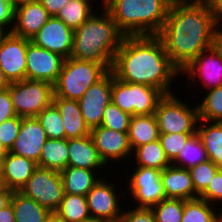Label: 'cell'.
<instances>
[{
    "label": "cell",
    "mask_w": 222,
    "mask_h": 222,
    "mask_svg": "<svg viewBox=\"0 0 222 222\" xmlns=\"http://www.w3.org/2000/svg\"><path fill=\"white\" fill-rule=\"evenodd\" d=\"M218 28L207 0H173L157 36L171 62L181 71L213 46Z\"/></svg>",
    "instance_id": "6da1fadb"
},
{
    "label": "cell",
    "mask_w": 222,
    "mask_h": 222,
    "mask_svg": "<svg viewBox=\"0 0 222 222\" xmlns=\"http://www.w3.org/2000/svg\"><path fill=\"white\" fill-rule=\"evenodd\" d=\"M111 72L127 83L146 84L173 94L180 70L171 62L157 35L125 36L115 53ZM176 79V81H175Z\"/></svg>",
    "instance_id": "7a4b0ae2"
},
{
    "label": "cell",
    "mask_w": 222,
    "mask_h": 222,
    "mask_svg": "<svg viewBox=\"0 0 222 222\" xmlns=\"http://www.w3.org/2000/svg\"><path fill=\"white\" fill-rule=\"evenodd\" d=\"M124 37L110 13L104 7H98L97 12L74 30L70 57L100 63L111 71L115 53Z\"/></svg>",
    "instance_id": "3957f363"
},
{
    "label": "cell",
    "mask_w": 222,
    "mask_h": 222,
    "mask_svg": "<svg viewBox=\"0 0 222 222\" xmlns=\"http://www.w3.org/2000/svg\"><path fill=\"white\" fill-rule=\"evenodd\" d=\"M173 0H106L104 8L125 36L157 35Z\"/></svg>",
    "instance_id": "277c9868"
},
{
    "label": "cell",
    "mask_w": 222,
    "mask_h": 222,
    "mask_svg": "<svg viewBox=\"0 0 222 222\" xmlns=\"http://www.w3.org/2000/svg\"><path fill=\"white\" fill-rule=\"evenodd\" d=\"M109 70L102 64L67 58L53 85L54 95L68 100H79L89 87L101 80Z\"/></svg>",
    "instance_id": "5b68a950"
},
{
    "label": "cell",
    "mask_w": 222,
    "mask_h": 222,
    "mask_svg": "<svg viewBox=\"0 0 222 222\" xmlns=\"http://www.w3.org/2000/svg\"><path fill=\"white\" fill-rule=\"evenodd\" d=\"M173 94L165 95L157 105L155 117L160 134L197 133L199 114L197 103H188L185 98ZM187 102V103H186ZM193 107H192V106Z\"/></svg>",
    "instance_id": "8992f818"
},
{
    "label": "cell",
    "mask_w": 222,
    "mask_h": 222,
    "mask_svg": "<svg viewBox=\"0 0 222 222\" xmlns=\"http://www.w3.org/2000/svg\"><path fill=\"white\" fill-rule=\"evenodd\" d=\"M132 167L134 168L131 169L130 166L129 169H123L125 174L121 176L125 178L124 181L119 179L121 181L120 183H124L123 185L126 186L125 188L127 189L124 190L125 196H127L125 197L127 200H124V202L127 203L130 199V206L136 208H152L166 198L161 182L160 170L141 166ZM128 171L131 172L128 174ZM125 181L127 182L125 183ZM127 193L129 194L127 195Z\"/></svg>",
    "instance_id": "52a82bcc"
},
{
    "label": "cell",
    "mask_w": 222,
    "mask_h": 222,
    "mask_svg": "<svg viewBox=\"0 0 222 222\" xmlns=\"http://www.w3.org/2000/svg\"><path fill=\"white\" fill-rule=\"evenodd\" d=\"M112 103L130 115H151L165 94L146 84L123 82L112 73Z\"/></svg>",
    "instance_id": "ba28073f"
},
{
    "label": "cell",
    "mask_w": 222,
    "mask_h": 222,
    "mask_svg": "<svg viewBox=\"0 0 222 222\" xmlns=\"http://www.w3.org/2000/svg\"><path fill=\"white\" fill-rule=\"evenodd\" d=\"M9 93L19 117H36L53 102V85L44 81L25 79L13 82Z\"/></svg>",
    "instance_id": "9c48e42d"
},
{
    "label": "cell",
    "mask_w": 222,
    "mask_h": 222,
    "mask_svg": "<svg viewBox=\"0 0 222 222\" xmlns=\"http://www.w3.org/2000/svg\"><path fill=\"white\" fill-rule=\"evenodd\" d=\"M20 192L50 211H56L64 196L60 171L38 166Z\"/></svg>",
    "instance_id": "30bf717a"
},
{
    "label": "cell",
    "mask_w": 222,
    "mask_h": 222,
    "mask_svg": "<svg viewBox=\"0 0 222 222\" xmlns=\"http://www.w3.org/2000/svg\"><path fill=\"white\" fill-rule=\"evenodd\" d=\"M103 176L86 194L88 210L93 218H103L118 222L124 207V204H122L124 202L122 201L126 199L125 191L120 189L118 182H112V179L111 181L108 180L107 175ZM122 197L124 198L122 199Z\"/></svg>",
    "instance_id": "8fae6325"
},
{
    "label": "cell",
    "mask_w": 222,
    "mask_h": 222,
    "mask_svg": "<svg viewBox=\"0 0 222 222\" xmlns=\"http://www.w3.org/2000/svg\"><path fill=\"white\" fill-rule=\"evenodd\" d=\"M180 76L181 78L185 76L188 86L190 83H195V86L197 83L198 85L201 84L198 86L199 91L200 88L204 91L222 86V59L220 54L214 46L202 51L180 71Z\"/></svg>",
    "instance_id": "7c38bea8"
},
{
    "label": "cell",
    "mask_w": 222,
    "mask_h": 222,
    "mask_svg": "<svg viewBox=\"0 0 222 222\" xmlns=\"http://www.w3.org/2000/svg\"><path fill=\"white\" fill-rule=\"evenodd\" d=\"M90 136L95 148L98 150L99 156L109 169L113 166L122 167L124 163L128 164V162H130L129 160L132 158L133 150L130 146L127 133L99 126L91 129Z\"/></svg>",
    "instance_id": "4fadbf2b"
},
{
    "label": "cell",
    "mask_w": 222,
    "mask_h": 222,
    "mask_svg": "<svg viewBox=\"0 0 222 222\" xmlns=\"http://www.w3.org/2000/svg\"><path fill=\"white\" fill-rule=\"evenodd\" d=\"M30 39L5 32L0 40V68L10 83L26 79V50Z\"/></svg>",
    "instance_id": "5bb4252c"
},
{
    "label": "cell",
    "mask_w": 222,
    "mask_h": 222,
    "mask_svg": "<svg viewBox=\"0 0 222 222\" xmlns=\"http://www.w3.org/2000/svg\"><path fill=\"white\" fill-rule=\"evenodd\" d=\"M64 60L59 54L30 41L26 50V79L44 81L54 85Z\"/></svg>",
    "instance_id": "9a60e30c"
},
{
    "label": "cell",
    "mask_w": 222,
    "mask_h": 222,
    "mask_svg": "<svg viewBox=\"0 0 222 222\" xmlns=\"http://www.w3.org/2000/svg\"><path fill=\"white\" fill-rule=\"evenodd\" d=\"M111 88L112 72L109 71L78 100L82 116L90 130L101 125L105 108L112 102Z\"/></svg>",
    "instance_id": "2e32d148"
},
{
    "label": "cell",
    "mask_w": 222,
    "mask_h": 222,
    "mask_svg": "<svg viewBox=\"0 0 222 222\" xmlns=\"http://www.w3.org/2000/svg\"><path fill=\"white\" fill-rule=\"evenodd\" d=\"M73 33L63 21L51 16L30 40L35 45L67 59L71 56Z\"/></svg>",
    "instance_id": "e0dca14e"
},
{
    "label": "cell",
    "mask_w": 222,
    "mask_h": 222,
    "mask_svg": "<svg viewBox=\"0 0 222 222\" xmlns=\"http://www.w3.org/2000/svg\"><path fill=\"white\" fill-rule=\"evenodd\" d=\"M47 139L45 130L36 117H24L18 136L9 152L29 158L39 166V158Z\"/></svg>",
    "instance_id": "ac0fdd59"
},
{
    "label": "cell",
    "mask_w": 222,
    "mask_h": 222,
    "mask_svg": "<svg viewBox=\"0 0 222 222\" xmlns=\"http://www.w3.org/2000/svg\"><path fill=\"white\" fill-rule=\"evenodd\" d=\"M68 166L94 170L101 176L103 175L101 172L106 174L109 170L99 156L90 135L68 139Z\"/></svg>",
    "instance_id": "d6986e66"
},
{
    "label": "cell",
    "mask_w": 222,
    "mask_h": 222,
    "mask_svg": "<svg viewBox=\"0 0 222 222\" xmlns=\"http://www.w3.org/2000/svg\"><path fill=\"white\" fill-rule=\"evenodd\" d=\"M51 16L39 0L17 7L11 33L31 39Z\"/></svg>",
    "instance_id": "ffe728a7"
},
{
    "label": "cell",
    "mask_w": 222,
    "mask_h": 222,
    "mask_svg": "<svg viewBox=\"0 0 222 222\" xmlns=\"http://www.w3.org/2000/svg\"><path fill=\"white\" fill-rule=\"evenodd\" d=\"M37 167L35 161L8 151L1 165L4 186L13 191H20Z\"/></svg>",
    "instance_id": "44dd1931"
},
{
    "label": "cell",
    "mask_w": 222,
    "mask_h": 222,
    "mask_svg": "<svg viewBox=\"0 0 222 222\" xmlns=\"http://www.w3.org/2000/svg\"><path fill=\"white\" fill-rule=\"evenodd\" d=\"M161 182L166 198L188 200L199 197L188 169L170 164L161 171Z\"/></svg>",
    "instance_id": "7402d4cb"
},
{
    "label": "cell",
    "mask_w": 222,
    "mask_h": 222,
    "mask_svg": "<svg viewBox=\"0 0 222 222\" xmlns=\"http://www.w3.org/2000/svg\"><path fill=\"white\" fill-rule=\"evenodd\" d=\"M53 103L62 116L65 139L81 138L90 135L91 130L84 121L79 101L68 100L54 95Z\"/></svg>",
    "instance_id": "603a6c76"
},
{
    "label": "cell",
    "mask_w": 222,
    "mask_h": 222,
    "mask_svg": "<svg viewBox=\"0 0 222 222\" xmlns=\"http://www.w3.org/2000/svg\"><path fill=\"white\" fill-rule=\"evenodd\" d=\"M64 194L83 195L93 188L101 178L97 171L67 166L60 171Z\"/></svg>",
    "instance_id": "cb8c5ba5"
},
{
    "label": "cell",
    "mask_w": 222,
    "mask_h": 222,
    "mask_svg": "<svg viewBox=\"0 0 222 222\" xmlns=\"http://www.w3.org/2000/svg\"><path fill=\"white\" fill-rule=\"evenodd\" d=\"M127 135L133 151L141 145L158 140L160 131L155 115H132Z\"/></svg>",
    "instance_id": "d4e9b609"
},
{
    "label": "cell",
    "mask_w": 222,
    "mask_h": 222,
    "mask_svg": "<svg viewBox=\"0 0 222 222\" xmlns=\"http://www.w3.org/2000/svg\"><path fill=\"white\" fill-rule=\"evenodd\" d=\"M197 134L203 142L208 158L222 168V122L199 120Z\"/></svg>",
    "instance_id": "484cf974"
},
{
    "label": "cell",
    "mask_w": 222,
    "mask_h": 222,
    "mask_svg": "<svg viewBox=\"0 0 222 222\" xmlns=\"http://www.w3.org/2000/svg\"><path fill=\"white\" fill-rule=\"evenodd\" d=\"M10 203L13 206L16 222H45L51 212L20 191L13 192Z\"/></svg>",
    "instance_id": "4316f807"
},
{
    "label": "cell",
    "mask_w": 222,
    "mask_h": 222,
    "mask_svg": "<svg viewBox=\"0 0 222 222\" xmlns=\"http://www.w3.org/2000/svg\"><path fill=\"white\" fill-rule=\"evenodd\" d=\"M130 162L132 165L128 164L127 166H141L146 168H154L160 171L171 164L165 156L159 139L137 147L133 151Z\"/></svg>",
    "instance_id": "83f0119b"
},
{
    "label": "cell",
    "mask_w": 222,
    "mask_h": 222,
    "mask_svg": "<svg viewBox=\"0 0 222 222\" xmlns=\"http://www.w3.org/2000/svg\"><path fill=\"white\" fill-rule=\"evenodd\" d=\"M39 166L62 171L68 166V139H47L39 158Z\"/></svg>",
    "instance_id": "f1b7e54d"
},
{
    "label": "cell",
    "mask_w": 222,
    "mask_h": 222,
    "mask_svg": "<svg viewBox=\"0 0 222 222\" xmlns=\"http://www.w3.org/2000/svg\"><path fill=\"white\" fill-rule=\"evenodd\" d=\"M94 0H70L57 14L73 31L78 29L95 11L99 5Z\"/></svg>",
    "instance_id": "f546056e"
},
{
    "label": "cell",
    "mask_w": 222,
    "mask_h": 222,
    "mask_svg": "<svg viewBox=\"0 0 222 222\" xmlns=\"http://www.w3.org/2000/svg\"><path fill=\"white\" fill-rule=\"evenodd\" d=\"M65 222H82L90 218L86 196L64 194L55 211Z\"/></svg>",
    "instance_id": "4dcf8cb0"
},
{
    "label": "cell",
    "mask_w": 222,
    "mask_h": 222,
    "mask_svg": "<svg viewBox=\"0 0 222 222\" xmlns=\"http://www.w3.org/2000/svg\"><path fill=\"white\" fill-rule=\"evenodd\" d=\"M202 100L196 99L199 120L222 122V86L204 91Z\"/></svg>",
    "instance_id": "1f68e13d"
},
{
    "label": "cell",
    "mask_w": 222,
    "mask_h": 222,
    "mask_svg": "<svg viewBox=\"0 0 222 222\" xmlns=\"http://www.w3.org/2000/svg\"><path fill=\"white\" fill-rule=\"evenodd\" d=\"M208 159L207 151L204 148L203 142L200 136L196 133L187 141L184 148L171 164L177 167L189 169Z\"/></svg>",
    "instance_id": "d6a6232c"
},
{
    "label": "cell",
    "mask_w": 222,
    "mask_h": 222,
    "mask_svg": "<svg viewBox=\"0 0 222 222\" xmlns=\"http://www.w3.org/2000/svg\"><path fill=\"white\" fill-rule=\"evenodd\" d=\"M216 205L198 197L184 200L181 222H215Z\"/></svg>",
    "instance_id": "836d02e7"
},
{
    "label": "cell",
    "mask_w": 222,
    "mask_h": 222,
    "mask_svg": "<svg viewBox=\"0 0 222 222\" xmlns=\"http://www.w3.org/2000/svg\"><path fill=\"white\" fill-rule=\"evenodd\" d=\"M36 118L45 130L48 139H65V130L60 111L52 102Z\"/></svg>",
    "instance_id": "e575fe53"
},
{
    "label": "cell",
    "mask_w": 222,
    "mask_h": 222,
    "mask_svg": "<svg viewBox=\"0 0 222 222\" xmlns=\"http://www.w3.org/2000/svg\"><path fill=\"white\" fill-rule=\"evenodd\" d=\"M156 222H181L184 212V200L165 198L151 208Z\"/></svg>",
    "instance_id": "d590c367"
},
{
    "label": "cell",
    "mask_w": 222,
    "mask_h": 222,
    "mask_svg": "<svg viewBox=\"0 0 222 222\" xmlns=\"http://www.w3.org/2000/svg\"><path fill=\"white\" fill-rule=\"evenodd\" d=\"M220 168L210 159L189 168L195 192L200 195Z\"/></svg>",
    "instance_id": "8d00e7d4"
},
{
    "label": "cell",
    "mask_w": 222,
    "mask_h": 222,
    "mask_svg": "<svg viewBox=\"0 0 222 222\" xmlns=\"http://www.w3.org/2000/svg\"><path fill=\"white\" fill-rule=\"evenodd\" d=\"M131 117L132 115L122 111L117 105L111 102L105 108L100 126H104L114 131L127 133Z\"/></svg>",
    "instance_id": "74e56055"
},
{
    "label": "cell",
    "mask_w": 222,
    "mask_h": 222,
    "mask_svg": "<svg viewBox=\"0 0 222 222\" xmlns=\"http://www.w3.org/2000/svg\"><path fill=\"white\" fill-rule=\"evenodd\" d=\"M196 133H171L160 134L159 141L164 150L165 156L172 163L180 151L184 148L187 141Z\"/></svg>",
    "instance_id": "f35d334b"
},
{
    "label": "cell",
    "mask_w": 222,
    "mask_h": 222,
    "mask_svg": "<svg viewBox=\"0 0 222 222\" xmlns=\"http://www.w3.org/2000/svg\"><path fill=\"white\" fill-rule=\"evenodd\" d=\"M22 123V117L18 115L5 120L0 124V142L8 152L11 150Z\"/></svg>",
    "instance_id": "ab89813d"
},
{
    "label": "cell",
    "mask_w": 222,
    "mask_h": 222,
    "mask_svg": "<svg viewBox=\"0 0 222 222\" xmlns=\"http://www.w3.org/2000/svg\"><path fill=\"white\" fill-rule=\"evenodd\" d=\"M128 206H124L126 208H123L118 222H156L154 211L151 208Z\"/></svg>",
    "instance_id": "60d3db41"
},
{
    "label": "cell",
    "mask_w": 222,
    "mask_h": 222,
    "mask_svg": "<svg viewBox=\"0 0 222 222\" xmlns=\"http://www.w3.org/2000/svg\"><path fill=\"white\" fill-rule=\"evenodd\" d=\"M200 198L206 200L210 204L218 202L222 205V168H220L212 180L209 182L208 187L199 195ZM217 203V204H216Z\"/></svg>",
    "instance_id": "b9f144b4"
},
{
    "label": "cell",
    "mask_w": 222,
    "mask_h": 222,
    "mask_svg": "<svg viewBox=\"0 0 222 222\" xmlns=\"http://www.w3.org/2000/svg\"><path fill=\"white\" fill-rule=\"evenodd\" d=\"M14 10L8 0H0V29L4 32L12 31Z\"/></svg>",
    "instance_id": "7bdbcfd3"
},
{
    "label": "cell",
    "mask_w": 222,
    "mask_h": 222,
    "mask_svg": "<svg viewBox=\"0 0 222 222\" xmlns=\"http://www.w3.org/2000/svg\"><path fill=\"white\" fill-rule=\"evenodd\" d=\"M17 116L9 89L0 92V124L7 119Z\"/></svg>",
    "instance_id": "ee69618b"
},
{
    "label": "cell",
    "mask_w": 222,
    "mask_h": 222,
    "mask_svg": "<svg viewBox=\"0 0 222 222\" xmlns=\"http://www.w3.org/2000/svg\"><path fill=\"white\" fill-rule=\"evenodd\" d=\"M50 16H57L70 0H39Z\"/></svg>",
    "instance_id": "f6af8a7d"
},
{
    "label": "cell",
    "mask_w": 222,
    "mask_h": 222,
    "mask_svg": "<svg viewBox=\"0 0 222 222\" xmlns=\"http://www.w3.org/2000/svg\"><path fill=\"white\" fill-rule=\"evenodd\" d=\"M218 27H222V0H207Z\"/></svg>",
    "instance_id": "bcb514c9"
},
{
    "label": "cell",
    "mask_w": 222,
    "mask_h": 222,
    "mask_svg": "<svg viewBox=\"0 0 222 222\" xmlns=\"http://www.w3.org/2000/svg\"><path fill=\"white\" fill-rule=\"evenodd\" d=\"M0 222H16L13 206L11 203L5 208L0 209Z\"/></svg>",
    "instance_id": "7dc6e473"
},
{
    "label": "cell",
    "mask_w": 222,
    "mask_h": 222,
    "mask_svg": "<svg viewBox=\"0 0 222 222\" xmlns=\"http://www.w3.org/2000/svg\"><path fill=\"white\" fill-rule=\"evenodd\" d=\"M13 192V190L6 187L0 190V209H3L10 204Z\"/></svg>",
    "instance_id": "c3c4849f"
},
{
    "label": "cell",
    "mask_w": 222,
    "mask_h": 222,
    "mask_svg": "<svg viewBox=\"0 0 222 222\" xmlns=\"http://www.w3.org/2000/svg\"><path fill=\"white\" fill-rule=\"evenodd\" d=\"M213 46L218 51L222 59V27H219L216 31Z\"/></svg>",
    "instance_id": "681fc988"
},
{
    "label": "cell",
    "mask_w": 222,
    "mask_h": 222,
    "mask_svg": "<svg viewBox=\"0 0 222 222\" xmlns=\"http://www.w3.org/2000/svg\"><path fill=\"white\" fill-rule=\"evenodd\" d=\"M9 80L6 78L3 70L0 68V92L9 88L10 86Z\"/></svg>",
    "instance_id": "f907efd6"
},
{
    "label": "cell",
    "mask_w": 222,
    "mask_h": 222,
    "mask_svg": "<svg viewBox=\"0 0 222 222\" xmlns=\"http://www.w3.org/2000/svg\"><path fill=\"white\" fill-rule=\"evenodd\" d=\"M45 222H65L55 211H51Z\"/></svg>",
    "instance_id": "816d5d0a"
},
{
    "label": "cell",
    "mask_w": 222,
    "mask_h": 222,
    "mask_svg": "<svg viewBox=\"0 0 222 222\" xmlns=\"http://www.w3.org/2000/svg\"><path fill=\"white\" fill-rule=\"evenodd\" d=\"M11 6L16 9L19 6L28 4L29 2H33L35 0H8Z\"/></svg>",
    "instance_id": "f5cc1de1"
},
{
    "label": "cell",
    "mask_w": 222,
    "mask_h": 222,
    "mask_svg": "<svg viewBox=\"0 0 222 222\" xmlns=\"http://www.w3.org/2000/svg\"><path fill=\"white\" fill-rule=\"evenodd\" d=\"M217 209L215 211V222H222V208H220L218 205H216ZM219 207V209H218ZM221 209V210H220Z\"/></svg>",
    "instance_id": "db71d44e"
},
{
    "label": "cell",
    "mask_w": 222,
    "mask_h": 222,
    "mask_svg": "<svg viewBox=\"0 0 222 222\" xmlns=\"http://www.w3.org/2000/svg\"><path fill=\"white\" fill-rule=\"evenodd\" d=\"M82 222H112L110 220H107V219H103V218H93V217H90Z\"/></svg>",
    "instance_id": "11a10c76"
},
{
    "label": "cell",
    "mask_w": 222,
    "mask_h": 222,
    "mask_svg": "<svg viewBox=\"0 0 222 222\" xmlns=\"http://www.w3.org/2000/svg\"><path fill=\"white\" fill-rule=\"evenodd\" d=\"M6 154H7V151L4 149V147L2 146L0 142V159L2 160Z\"/></svg>",
    "instance_id": "9f6ffc18"
},
{
    "label": "cell",
    "mask_w": 222,
    "mask_h": 222,
    "mask_svg": "<svg viewBox=\"0 0 222 222\" xmlns=\"http://www.w3.org/2000/svg\"><path fill=\"white\" fill-rule=\"evenodd\" d=\"M94 1H95V3L98 4V5L101 4L100 7H101V6L103 7L106 0H94ZM97 1H98V3H97Z\"/></svg>",
    "instance_id": "6f0895ef"
},
{
    "label": "cell",
    "mask_w": 222,
    "mask_h": 222,
    "mask_svg": "<svg viewBox=\"0 0 222 222\" xmlns=\"http://www.w3.org/2000/svg\"><path fill=\"white\" fill-rule=\"evenodd\" d=\"M4 187L5 186H4L2 175H1V172H0V190H2Z\"/></svg>",
    "instance_id": "680465c9"
},
{
    "label": "cell",
    "mask_w": 222,
    "mask_h": 222,
    "mask_svg": "<svg viewBox=\"0 0 222 222\" xmlns=\"http://www.w3.org/2000/svg\"><path fill=\"white\" fill-rule=\"evenodd\" d=\"M4 33H5V32L0 29V40H1V37L4 35Z\"/></svg>",
    "instance_id": "91938a15"
},
{
    "label": "cell",
    "mask_w": 222,
    "mask_h": 222,
    "mask_svg": "<svg viewBox=\"0 0 222 222\" xmlns=\"http://www.w3.org/2000/svg\"><path fill=\"white\" fill-rule=\"evenodd\" d=\"M1 165H2V160L0 159V172H1Z\"/></svg>",
    "instance_id": "94428289"
}]
</instances>
